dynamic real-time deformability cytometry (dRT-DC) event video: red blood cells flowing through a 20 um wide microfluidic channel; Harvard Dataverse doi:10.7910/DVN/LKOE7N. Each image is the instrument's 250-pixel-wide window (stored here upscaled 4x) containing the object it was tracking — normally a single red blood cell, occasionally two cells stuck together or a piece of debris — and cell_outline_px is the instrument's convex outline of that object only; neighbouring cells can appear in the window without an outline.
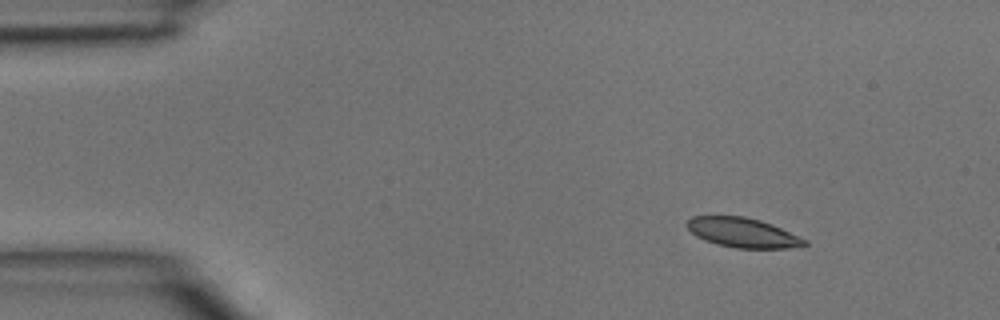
{"species": "common noctule bat (a hibernating species)", "species_latin": "Nyctalus noctula", "temperature_condition": "room temperature", "stored_images_in_passage": 38, "camera_frame_rate_fps": 3000, "um_per_image_px": 0.085, "animal": {"sex": "male", "body_mass_g": 15.6}, "frame": {"image": 1, "passage_image": 5, "time_ms": 1.333, "image_size_px": [1000, 320], "cell_outline_px": [[808, 244], [788, 248], [736, 248], [704, 240], [696, 236], [684, 224], [692, 216], [744, 216], [760, 220], [772, 224], [808, 240]], "centroid_in_image_um": [63.13, 19.76], "position_along_channel_um": 21.9, "area_um2": 20.17}}
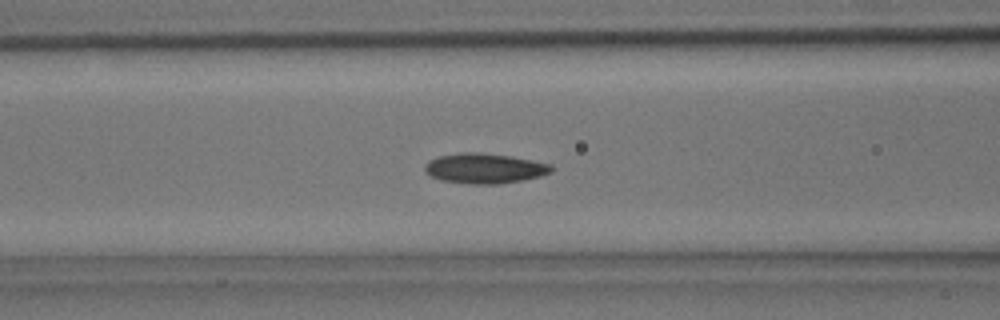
{"frame": {"image": 2, "passage_image": 17, "time_ms": 5.333, "image_size_px": [1000, 320], "cell_outline_px": [[556, 168], [552, 172], [540, 176], [524, 180], [500, 184], [468, 184], [440, 180], [424, 172], [424, 164], [428, 160], [440, 156], [460, 152], [476, 152], [508, 156], [552, 164]], "centroid_in_image_um": [41.19, 14.32], "position_along_channel_um": 125.4, "area_um2": 22.37}}
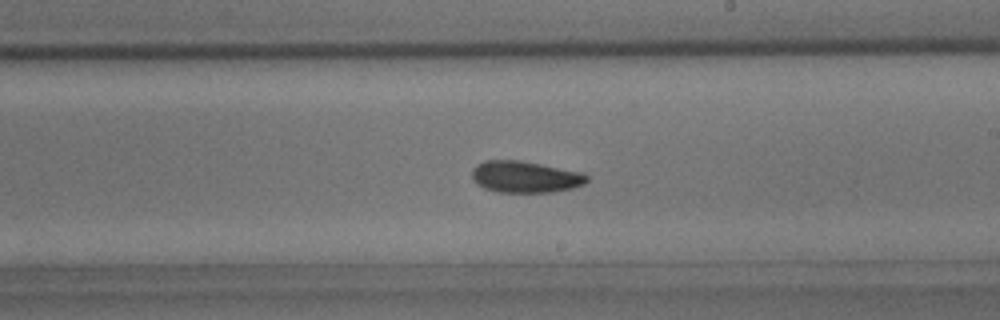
{"frame": {"image": 3, "passage_image": 25, "time_ms": 8.0, "image_size_px": [1000, 320], "cell_outline_px": [[588, 180], [584, 184], [572, 188], [552, 192], [496, 192], [484, 188], [476, 184], [472, 180], [472, 168], [476, 164], [484, 160], [520, 160], [584, 172], [588, 176]], "centroid_in_image_um": [44.62, 15.03], "position_along_channel_um": 244.4, "area_um2": 21.44}}